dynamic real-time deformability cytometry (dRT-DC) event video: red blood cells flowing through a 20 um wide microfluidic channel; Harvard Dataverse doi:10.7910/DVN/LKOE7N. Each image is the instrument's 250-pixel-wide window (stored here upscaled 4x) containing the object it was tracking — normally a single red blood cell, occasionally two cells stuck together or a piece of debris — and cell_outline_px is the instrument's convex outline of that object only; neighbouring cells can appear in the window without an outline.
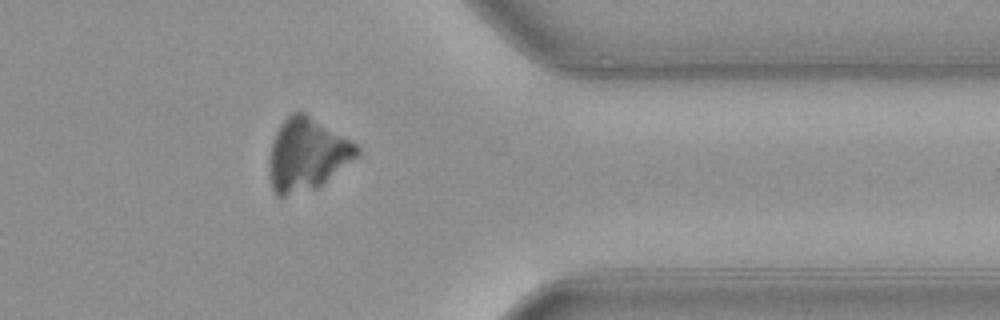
{"species": "common noctule bat (a hibernating species)", "species_latin": "Nyctalus noctula", "temperature_condition": "warm", "stored_images_in_passage": 38, "camera_frame_rate_fps": 3000, "um_per_image_px": 0.085, "animal": {"sex": "female", "body_mass_g": 21.9}, "frame": {"image": 1, "passage_image": 33, "time_ms": 10.667, "image_size_px": [1000, 320], "cell_outline_px": [[360, 156], [320, 188], [284, 196], [276, 196], [272, 188], [268, 168], [268, 160], [272, 140], [280, 124], [292, 112], [304, 112], [356, 144], [360, 148]], "centroid_in_image_um": [26.1, 13.17], "position_along_channel_um": 385.3, "area_um2": 37.45}}